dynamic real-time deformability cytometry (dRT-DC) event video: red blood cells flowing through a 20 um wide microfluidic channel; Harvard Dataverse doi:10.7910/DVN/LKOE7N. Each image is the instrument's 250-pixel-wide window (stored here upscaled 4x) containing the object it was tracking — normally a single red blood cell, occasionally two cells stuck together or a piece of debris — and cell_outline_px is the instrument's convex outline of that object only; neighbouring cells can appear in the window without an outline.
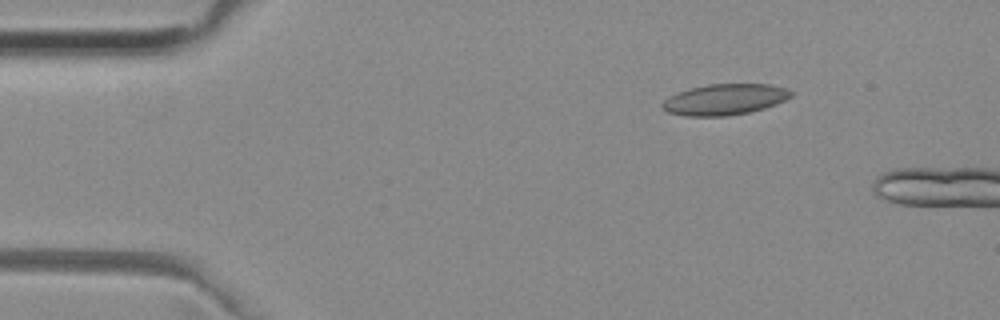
{"species": "common noctule bat (a hibernating species)", "species_latin": "Nyctalus noctula", "temperature_condition": "room temperature", "stored_images_in_passage": 2, "camera_frame_rate_fps": 3000, "um_per_image_px": 0.085, "animal": {"sex": "female", "body_mass_g": 29.2, "forearm_length_mm": 56.3}, "frame": {"image": 1, "passage_image": 1, "time_ms": 0.0, "image_size_px": [1000, 320], "cell_outline_px": [[792, 96], [776, 104], [764, 108], [748, 112], [728, 116], [688, 116], [668, 112], [660, 108], [660, 104], [664, 100], [680, 92], [692, 88], [708, 84], [768, 84], [788, 88], [792, 92]], "centroid_in_image_um": [61.61, 8.46], "position_along_channel_um": 23.4, "area_um2": 23.06}}